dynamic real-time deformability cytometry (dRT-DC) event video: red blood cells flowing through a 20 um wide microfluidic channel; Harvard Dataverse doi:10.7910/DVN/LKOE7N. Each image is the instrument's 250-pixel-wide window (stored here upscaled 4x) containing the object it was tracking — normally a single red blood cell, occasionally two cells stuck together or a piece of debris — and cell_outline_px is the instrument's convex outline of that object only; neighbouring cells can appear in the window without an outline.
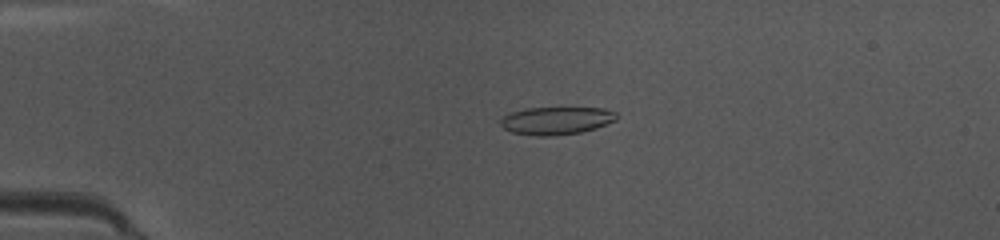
{"species": "common noctule bat (a hibernating species)", "species_latin": "Nyctalus noctula", "temperature_condition": "warm", "stored_images_in_passage": 49, "camera_frame_rate_fps": 3000, "um_per_image_px": 0.085, "animal": {"sex": "female", "body_mass_g": 10.0, "forearm_length_mm": 53.1}, "frame": {"image": 1, "passage_image": 12, "time_ms": 3.667, "image_size_px": [1000, 240], "cell_outline_px": [[616, 120], [596, 128], [580, 132], [552, 136], [536, 136], [512, 132], [504, 128], [500, 124], [500, 120], [504, 116], [512, 112], [528, 108], [604, 108], [616, 112]], "centroid_in_image_um": [47.29, 10.25], "position_along_channel_um": 37.7, "area_um2": 18.61}}
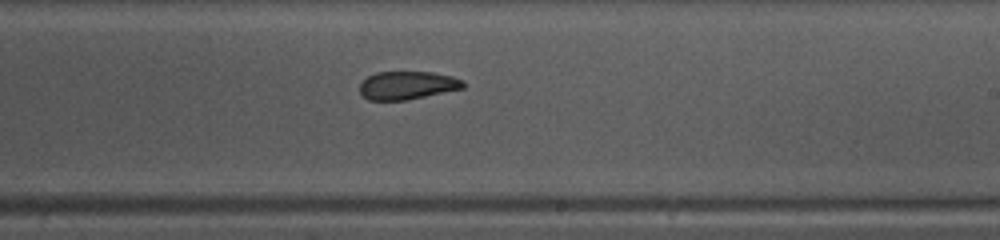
{"frame": {"image": 2, "passage_image": 30, "time_ms": 9.667, "image_size_px": [1000, 240], "cell_outline_px": [[464, 88], [404, 100], [368, 100], [360, 92], [360, 84], [368, 76], [376, 72], [432, 72], [452, 76], [464, 80]], "centroid_in_image_um": [34.62, 7.24], "position_along_channel_um": 254.4, "area_um2": 16.82}}
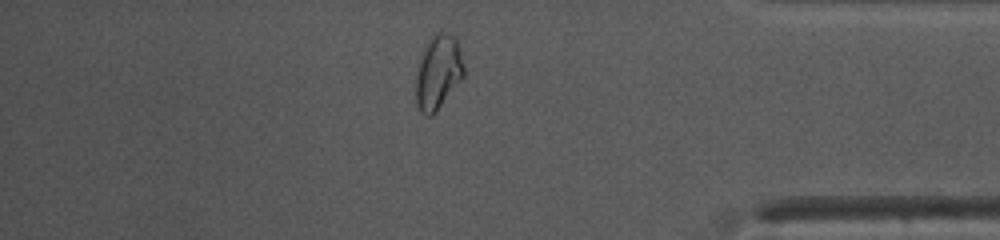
{"frame": {"image": 3, "passage_image": 42, "time_ms": 13.667, "image_size_px": [1000, 240], "cell_outline_px": [[464, 76], [436, 112], [432, 116], [424, 116], [420, 112], [416, 104], [416, 76], [420, 52], [432, 32], [444, 32], [456, 36], [464, 68]], "centroid_in_image_um": [37.21, 6.11], "position_along_channel_um": 398.0, "area_um2": 21.21}, "authors_computed_cell_mechanics": {"area_um2": 18.8428, "velocity_mm_per_s": 4.1631, "shape_relaxation_time_tau1_ms": 7.5421, "shape_relaxation_time_tau2_ms": 2.5707, "deformation_change_tau1": 0.1941, "deformation_change_tau2": 0.0963}}